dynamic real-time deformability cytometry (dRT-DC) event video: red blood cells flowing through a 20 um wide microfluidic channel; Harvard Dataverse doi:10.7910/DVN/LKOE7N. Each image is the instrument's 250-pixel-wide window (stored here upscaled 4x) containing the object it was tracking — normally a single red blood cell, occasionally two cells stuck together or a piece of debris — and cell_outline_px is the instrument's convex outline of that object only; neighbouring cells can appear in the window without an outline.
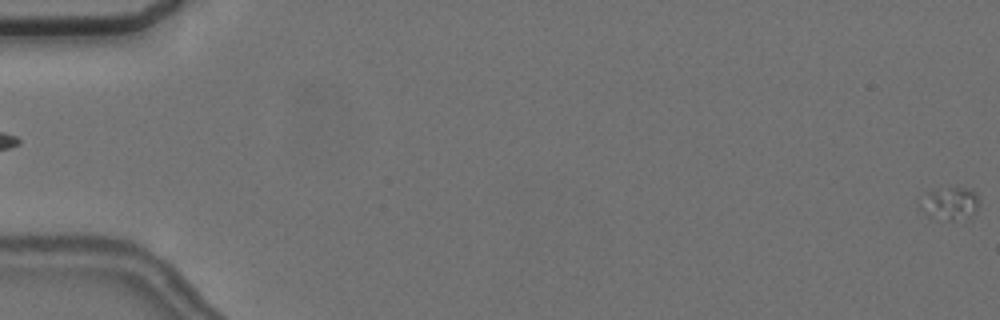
{"species": "common noctule bat (a hibernating species)", "species_latin": "Nyctalus noctula", "temperature_condition": "cold", "stored_images_in_passage": 4, "camera_frame_rate_fps": 3000, "um_per_image_px": 0.085, "animal": {"sex": "female", "body_mass_g": 24.6, "forearm_length_mm": 56.2}, "frame": {"image": 1, "passage_image": 4, "time_ms": 4.667, "image_size_px": [1000, 320], "cell_outline_px": [[980, 200], [976, 208], [972, 212], [952, 220], [948, 220], [932, 216], [920, 208], [916, 204], [916, 200], [932, 188], [968, 188], [976, 192]], "centroid_in_image_um": [80.64, 17.21], "position_along_channel_um": 4.4, "area_um2": 11.1}}